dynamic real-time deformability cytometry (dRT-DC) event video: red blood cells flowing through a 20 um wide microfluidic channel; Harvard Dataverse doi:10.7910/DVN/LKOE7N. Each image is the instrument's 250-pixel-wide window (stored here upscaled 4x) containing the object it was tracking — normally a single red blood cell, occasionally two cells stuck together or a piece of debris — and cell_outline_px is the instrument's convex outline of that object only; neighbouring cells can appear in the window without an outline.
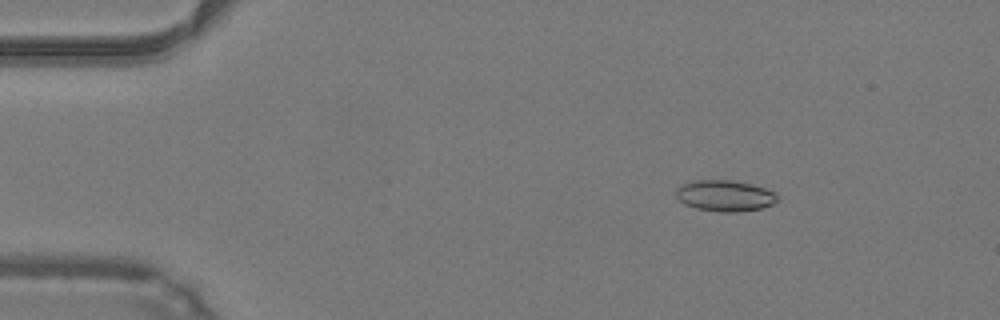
{"species": "common noctule bat (a hibernating species)", "species_latin": "Nyctalus noctula", "temperature_condition": "warm", "stored_images_in_passage": 49, "camera_frame_rate_fps": 3000, "um_per_image_px": 0.085, "animal": {"sex": "male", "body_mass_g": 19.2, "forearm_length_mm": 51.8}, "frame": {"image": 1, "passage_image": 8, "time_ms": 2.333, "image_size_px": [1000, 320], "cell_outline_px": [[776, 200], [772, 204], [760, 208], [740, 212], [720, 212], [696, 208], [684, 204], [676, 196], [676, 188], [680, 184], [692, 180], [732, 180], [752, 184], [776, 192]], "centroid_in_image_um": [61.57, 16.63], "position_along_channel_um": 23.4, "area_um2": 18.44}}
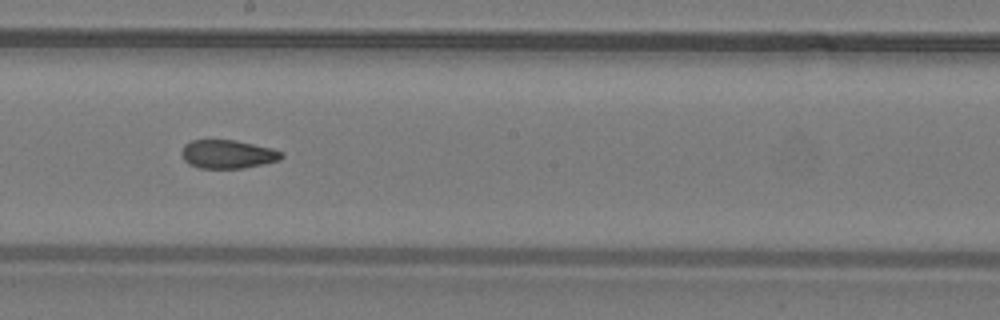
{"frame": {"image": 2, "passage_image": 28, "time_ms": 9.0, "image_size_px": [1000, 320], "cell_outline_px": [[284, 156], [280, 160], [264, 164], [244, 168], [200, 168], [188, 164], [184, 160], [180, 152], [184, 144], [192, 140], [236, 140], [272, 148], [284, 152]], "centroid_in_image_um": [19.36, 13.1], "position_along_channel_um": 228.8, "area_um2": 16.82}}
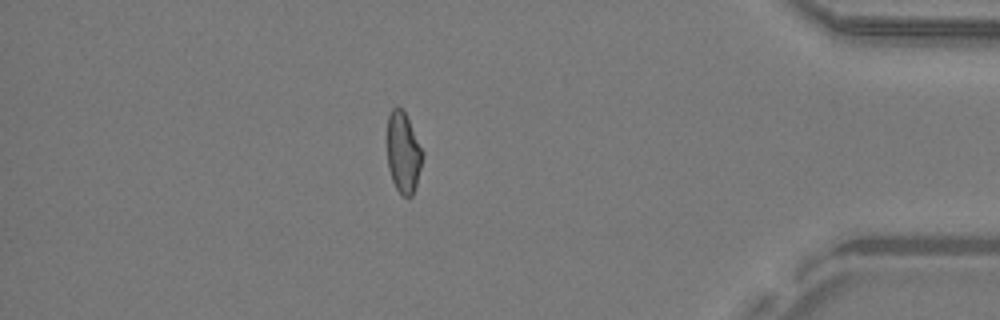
{"frame": {"image": 3, "passage_image": 43, "time_ms": 14.0, "image_size_px": [1000, 320], "cell_outline_px": [[424, 156], [416, 184], [412, 196], [408, 200], [396, 188], [392, 180], [388, 168], [388, 116], [392, 108], [400, 108], [404, 112], [424, 152]], "centroid_in_image_um": [34.29, 13.02], "position_along_channel_um": 400.9, "area_um2": 16.47}, "authors_computed_cell_mechanics": {"area_um2": 17.4556, "velocity_mm_per_s": 4.2704, "shape_relaxation_time_tau1_ms": 8.9192, "shape_relaxation_time_tau2_ms": 2.4667, "deformation_change_tau1": 0.211, "deformation_change_tau2": 0.0884}}